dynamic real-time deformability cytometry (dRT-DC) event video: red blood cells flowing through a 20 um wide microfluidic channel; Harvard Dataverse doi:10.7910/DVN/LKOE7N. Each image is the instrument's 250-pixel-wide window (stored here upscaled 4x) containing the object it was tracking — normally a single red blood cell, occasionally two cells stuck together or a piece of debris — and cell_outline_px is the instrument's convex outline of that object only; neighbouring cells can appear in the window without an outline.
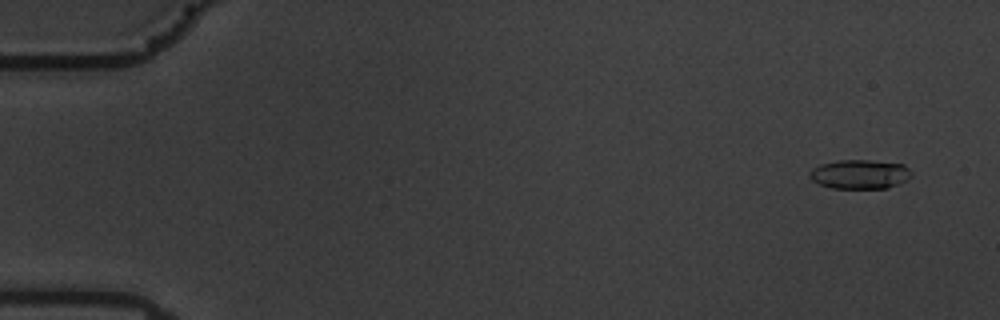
{"species": "common noctule bat (a hibernating species)", "species_latin": "Nyctalus noctula", "temperature_condition": "warm", "stored_images_in_passage": 59, "camera_frame_rate_fps": 3000, "um_per_image_px": 0.085, "animal": {"sex": "male", "body_mass_g": 19.5, "forearm_length_mm": 54.6}, "frame": {"image": 1, "passage_image": 4, "time_ms": 1.0, "image_size_px": [1000, 320], "cell_outline_px": [[912, 176], [908, 180], [888, 188], [832, 188], [820, 184], [812, 180], [808, 176], [808, 172], [812, 168], [820, 164], [836, 160], [868, 160], [904, 164], [912, 172]], "centroid_in_image_um": [73.08, 14.8], "position_along_channel_um": 11.9, "area_um2": 17.51}}
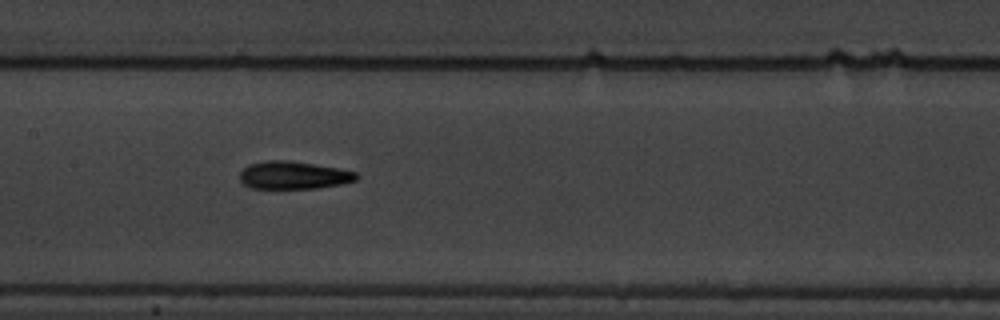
{"frame": {"image": 2, "passage_image": 30, "time_ms": 9.667, "image_size_px": [1000, 320], "cell_outline_px": [[360, 176], [356, 180], [340, 184], [316, 188], [248, 188], [240, 180], [240, 172], [248, 164], [264, 160], [288, 160], [336, 168], [356, 172]], "centroid_in_image_um": [24.91, 14.89], "position_along_channel_um": 182.5, "area_um2": 18.79}}
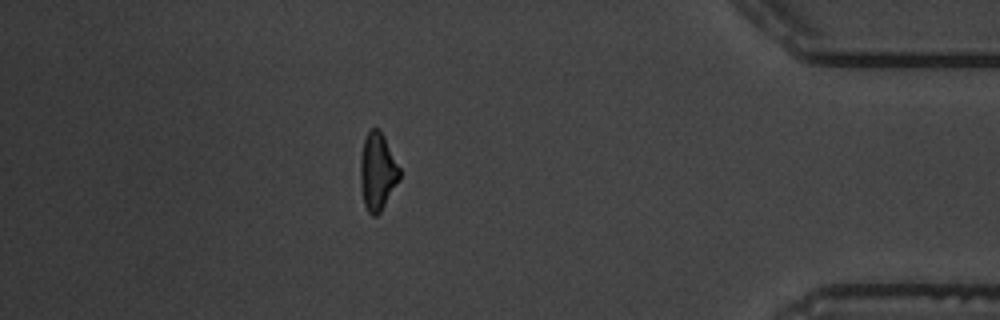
{"frame": {"image": 3, "passage_image": 52, "time_ms": 17.0, "image_size_px": [1000, 320], "cell_outline_px": [[400, 180], [380, 212], [376, 216], [372, 216], [368, 212], [364, 204], [360, 184], [360, 160], [364, 140], [368, 132], [372, 128], [380, 128], [400, 168]], "centroid_in_image_um": [32.09, 14.59], "position_along_channel_um": 403.1, "area_um2": 17.74}, "authors_computed_cell_mechanics": {"area_um2": 17.5134, "velocity_mm_per_s": 3.5381, "shape_relaxation_time_tau1_ms": 3.4671, "shape_relaxation_time_tau2_ms": 3.2811, "deformation_change_tau1": 0.1878, "deformation_change_tau2": 0.1261}}